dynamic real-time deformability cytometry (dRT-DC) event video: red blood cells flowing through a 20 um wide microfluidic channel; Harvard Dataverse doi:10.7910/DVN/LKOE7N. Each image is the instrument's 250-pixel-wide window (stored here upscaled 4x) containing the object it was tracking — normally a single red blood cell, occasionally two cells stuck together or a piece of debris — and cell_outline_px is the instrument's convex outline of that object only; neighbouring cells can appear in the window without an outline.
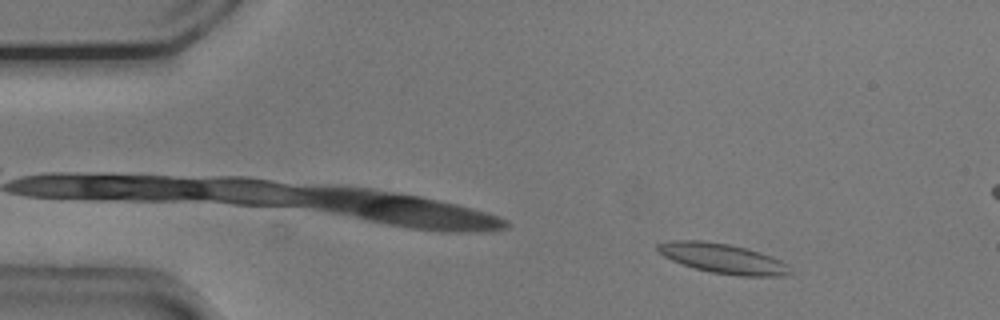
{"species": "common noctule bat (a hibernating species)", "species_latin": "Nyctalus noctula", "temperature_condition": "cold", "stored_images_in_passage": 54, "segment_of_instrument_passage": [1, 2], "camera_frame_rate_fps": 3000, "um_per_image_px": 0.085, "animal": {"sex": "male", "body_mass_g": 20.5, "forearm_length_mm": 52.5}, "frame": {"image": 1, "passage_image": 6, "time_ms": 1.667, "image_size_px": [1000, 320], "cell_outline_px": [[792, 272], [784, 276], [740, 276], [712, 272], [696, 268], [672, 260], [664, 256], [656, 248], [656, 244], [672, 240], [700, 240], [728, 244], [760, 252], [780, 260]], "centroid_in_image_um": [61.42, 21.96], "position_along_channel_um": 23.6, "area_um2": 22.6}}
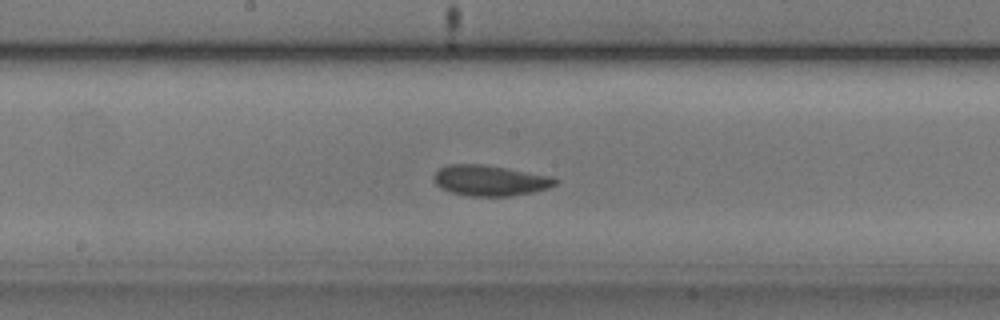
{"frame": {"image": 2, "passage_image": 27, "time_ms": 8.667, "image_size_px": [1000, 320], "cell_outline_px": [[560, 180], [556, 184], [548, 188], [532, 192], [512, 196], [468, 196], [452, 192], [440, 188], [436, 184], [436, 172], [440, 168], [448, 164], [484, 164], [552, 176]], "centroid_in_image_um": [41.69, 15.34], "position_along_channel_um": 206.5, "area_um2": 21.62}}
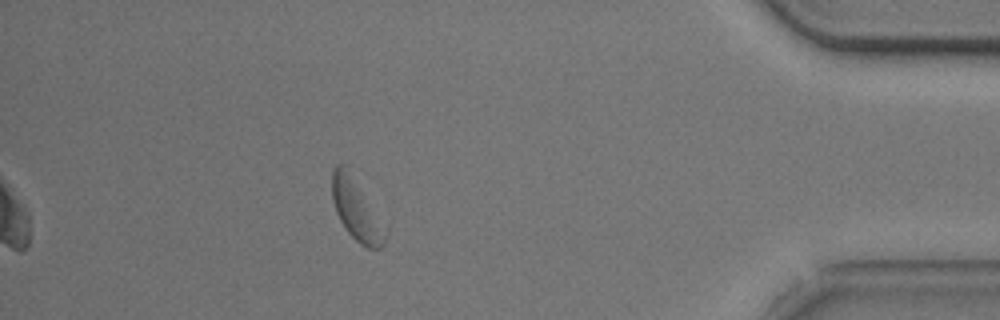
{"frame": {"image": 3, "passage_image": 47, "time_ms": 15.333, "image_size_px": [1000, 320], "cell_outline_px": [[388, 232], [384, 244], [380, 248], [368, 248], [360, 244], [348, 232], [340, 220], [336, 212], [332, 200], [332, 172], [336, 164], [348, 164], [388, 224]], "centroid_in_image_um": [30.37, 17.75], "position_along_channel_um": 404.8, "area_um2": 20.46}}